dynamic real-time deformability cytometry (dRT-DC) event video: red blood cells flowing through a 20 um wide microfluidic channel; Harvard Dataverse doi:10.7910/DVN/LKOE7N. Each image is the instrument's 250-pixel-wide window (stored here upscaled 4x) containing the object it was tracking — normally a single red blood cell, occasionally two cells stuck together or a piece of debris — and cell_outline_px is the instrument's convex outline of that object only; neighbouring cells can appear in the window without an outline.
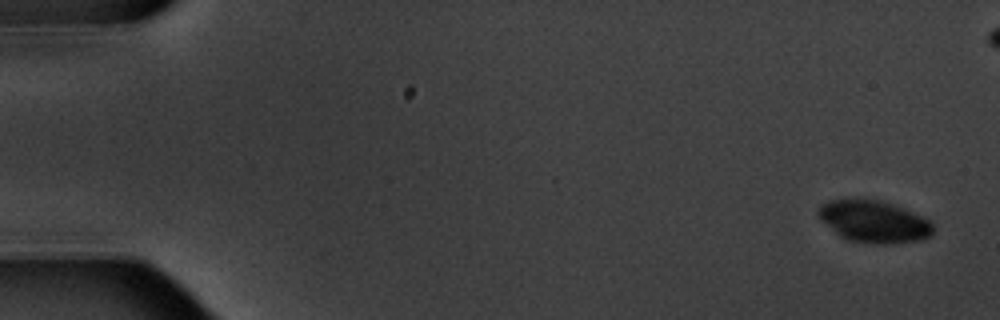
{"species": "common noctule bat (a hibernating species)", "species_latin": "Nyctalus noctula", "temperature_condition": "warm", "stored_images_in_passage": 16, "camera_frame_rate_fps": 3000, "um_per_image_px": 0.085, "animal": {"sex": "male", "body_mass_g": 20.1, "forearm_length_mm": 53.5}, "frame": {"image": 1, "passage_image": 1, "time_ms": 0.0, "image_size_px": [1000, 320], "cell_outline_px": [[932, 236], [920, 240], [884, 244], [880, 244], [848, 240], [840, 236], [820, 220], [816, 216], [820, 204], [828, 200], [880, 200], [904, 208], [928, 220], [932, 224]], "centroid_in_image_um": [74.25, 18.84], "position_along_channel_um": 10.8, "area_um2": 27.8}}
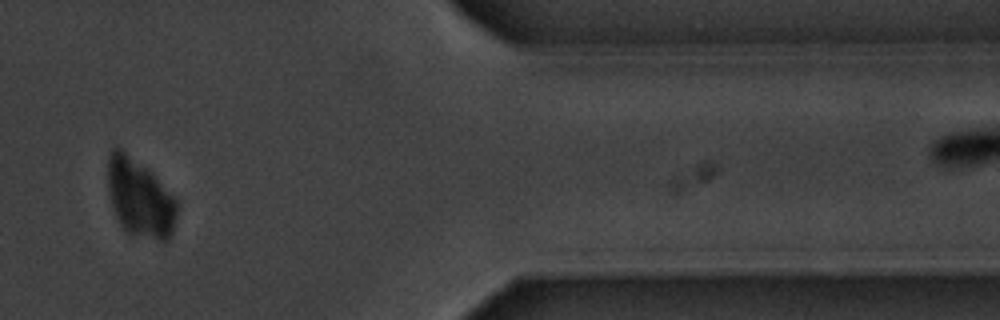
{"frame": {"image": 2, "passage_image": 14, "time_ms": 16.0, "image_size_px": [1000, 320], "cell_outline_px": [[176, 216], [172, 232], [168, 240], [160, 240], [128, 232], [120, 224], [112, 208], [108, 192], [108, 160], [112, 148], [120, 148], [152, 172], [176, 200]], "centroid_in_image_um": [11.86, 16.82], "position_along_channel_um": 399.5, "area_um2": 30.92}}